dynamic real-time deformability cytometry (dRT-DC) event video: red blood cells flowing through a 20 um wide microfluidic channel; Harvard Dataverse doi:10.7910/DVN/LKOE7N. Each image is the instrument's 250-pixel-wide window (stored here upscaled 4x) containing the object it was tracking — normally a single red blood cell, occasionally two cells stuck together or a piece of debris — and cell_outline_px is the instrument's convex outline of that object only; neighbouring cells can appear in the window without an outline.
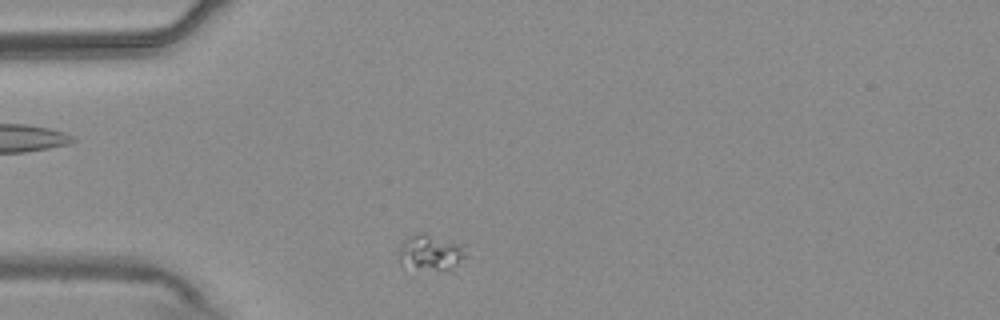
{"species": "common noctule bat (a hibernating species)", "species_latin": "Nyctalus noctula", "temperature_condition": "warm", "stored_images_in_passage": 43, "camera_frame_rate_fps": 3000, "um_per_image_px": 0.085, "animal": {"sex": "male", "body_mass_g": 20.4}, "frame": {"image": 1, "passage_image": 1, "time_ms": 0.0, "image_size_px": [1000, 320], "cell_outline_px": [[464, 256], [452, 272], [400, 264], [400, 248], [404, 240], [412, 232], [424, 232], [464, 244]], "centroid_in_image_um": [36.64, 21.42], "position_along_channel_um": 48.4, "area_um2": 13.99}}
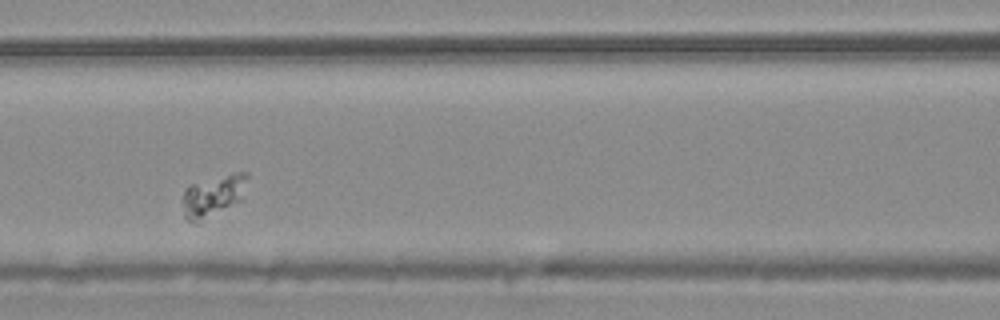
{"frame": {"image": 2, "passage_image": 11, "time_ms": 3.333, "image_size_px": [1000, 320], "cell_outline_px": [[248, 176], [244, 200], [196, 224], [188, 220], [184, 216], [184, 192], [192, 184], [236, 172], [248, 172]], "centroid_in_image_um": [18.2, 16.66], "position_along_channel_um": 148.4, "area_um2": 15.72}}
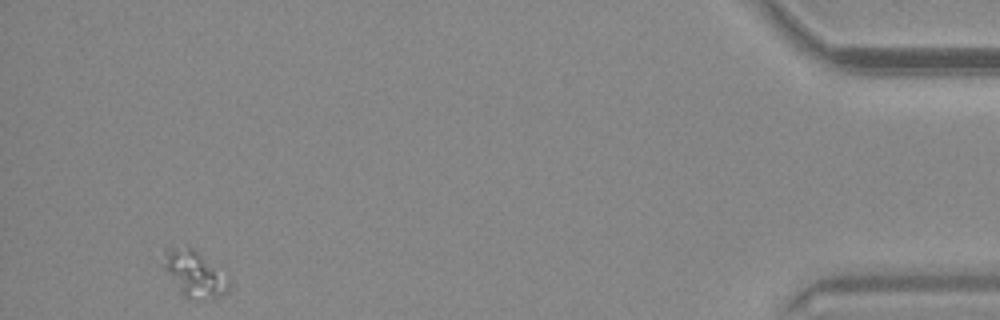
{"frame": {"image": 3, "passage_image": 40, "time_ms": 13.0, "image_size_px": [1000, 320], "cell_outline_px": [[228, 288], [220, 296], [200, 300], [184, 296], [180, 292], [160, 264], [164, 248], [188, 244], [228, 280]], "centroid_in_image_um": [16.38, 23.22], "position_along_channel_um": 418.8, "area_um2": 17.28}}